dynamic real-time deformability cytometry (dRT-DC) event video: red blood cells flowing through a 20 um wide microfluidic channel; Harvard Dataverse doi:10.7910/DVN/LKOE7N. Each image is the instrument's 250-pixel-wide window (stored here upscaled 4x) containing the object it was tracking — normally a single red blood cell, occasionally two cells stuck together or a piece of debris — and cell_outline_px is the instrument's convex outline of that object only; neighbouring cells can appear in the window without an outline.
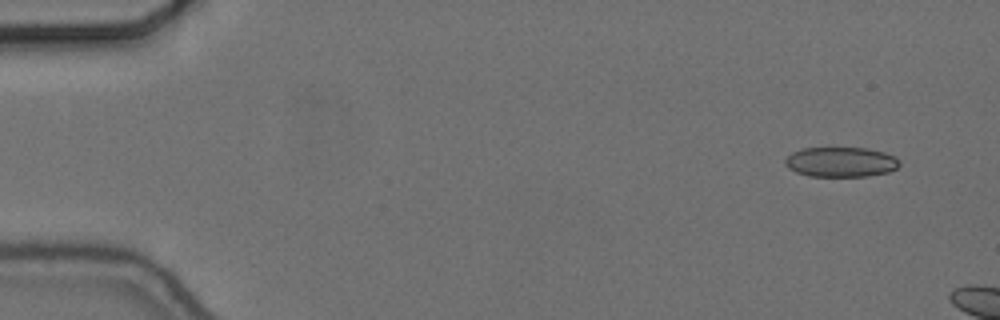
{"species": "common noctule bat (a hibernating species)", "species_latin": "Nyctalus noctula", "temperature_condition": "cold", "stored_images_in_passage": 5, "camera_frame_rate_fps": 3000, "um_per_image_px": 0.085, "animal": {"sex": "female", "body_mass_g": 24.6, "forearm_length_mm": 56.2}, "frame": {"image": 1, "passage_image": 1, "time_ms": 0.0, "image_size_px": [1000, 320], "cell_outline_px": [[900, 164], [896, 168], [888, 172], [868, 176], [808, 176], [796, 172], [788, 168], [784, 164], [784, 160], [792, 152], [800, 148], [868, 148], [884, 152], [896, 156], [900, 160]], "centroid_in_image_um": [71.47, 13.76], "position_along_channel_um": 13.5, "area_um2": 20.11}}